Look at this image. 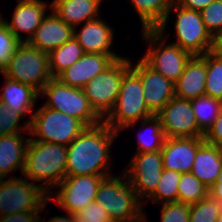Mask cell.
<instances>
[{"label":"cell","mask_w":222,"mask_h":222,"mask_svg":"<svg viewBox=\"0 0 222 222\" xmlns=\"http://www.w3.org/2000/svg\"><path fill=\"white\" fill-rule=\"evenodd\" d=\"M66 215L62 216V215H55V216H50V218H48V220L44 217L41 216V221L40 222H74L73 221V214L67 213L65 212Z\"/></svg>","instance_id":"7bdbcfd3"},{"label":"cell","mask_w":222,"mask_h":222,"mask_svg":"<svg viewBox=\"0 0 222 222\" xmlns=\"http://www.w3.org/2000/svg\"><path fill=\"white\" fill-rule=\"evenodd\" d=\"M135 127L139 129L136 130L137 147L134 153L157 152L162 149L166 136L157 115L127 124L119 133L131 128L134 130Z\"/></svg>","instance_id":"484cf974"},{"label":"cell","mask_w":222,"mask_h":222,"mask_svg":"<svg viewBox=\"0 0 222 222\" xmlns=\"http://www.w3.org/2000/svg\"><path fill=\"white\" fill-rule=\"evenodd\" d=\"M87 126L81 121L42 103L32 115L29 135L35 141L68 146Z\"/></svg>","instance_id":"ba28073f"},{"label":"cell","mask_w":222,"mask_h":222,"mask_svg":"<svg viewBox=\"0 0 222 222\" xmlns=\"http://www.w3.org/2000/svg\"><path fill=\"white\" fill-rule=\"evenodd\" d=\"M222 169V149L204 142L196 153L192 174L210 188L217 180Z\"/></svg>","instance_id":"d4e9b609"},{"label":"cell","mask_w":222,"mask_h":222,"mask_svg":"<svg viewBox=\"0 0 222 222\" xmlns=\"http://www.w3.org/2000/svg\"><path fill=\"white\" fill-rule=\"evenodd\" d=\"M74 222H112L99 202H91L78 213L73 214Z\"/></svg>","instance_id":"74e56055"},{"label":"cell","mask_w":222,"mask_h":222,"mask_svg":"<svg viewBox=\"0 0 222 222\" xmlns=\"http://www.w3.org/2000/svg\"><path fill=\"white\" fill-rule=\"evenodd\" d=\"M24 118L20 112L0 102V136L29 132L30 122Z\"/></svg>","instance_id":"836d02e7"},{"label":"cell","mask_w":222,"mask_h":222,"mask_svg":"<svg viewBox=\"0 0 222 222\" xmlns=\"http://www.w3.org/2000/svg\"><path fill=\"white\" fill-rule=\"evenodd\" d=\"M143 93L140 76L130 67L123 75L115 105L103 121L120 132L127 124L153 116Z\"/></svg>","instance_id":"8992f818"},{"label":"cell","mask_w":222,"mask_h":222,"mask_svg":"<svg viewBox=\"0 0 222 222\" xmlns=\"http://www.w3.org/2000/svg\"><path fill=\"white\" fill-rule=\"evenodd\" d=\"M123 56V54L85 53L57 78L66 85L82 89L94 76Z\"/></svg>","instance_id":"ac0fdd59"},{"label":"cell","mask_w":222,"mask_h":222,"mask_svg":"<svg viewBox=\"0 0 222 222\" xmlns=\"http://www.w3.org/2000/svg\"><path fill=\"white\" fill-rule=\"evenodd\" d=\"M173 16L176 19H174ZM170 18H173L172 21L174 24L173 26L171 25V27L168 25L171 21ZM168 27L173 29L168 33L174 32V40L171 36L170 42L186 50L192 56L204 55L216 48V40L207 31L200 11L185 9L175 2L157 30L159 32H167Z\"/></svg>","instance_id":"3957f363"},{"label":"cell","mask_w":222,"mask_h":222,"mask_svg":"<svg viewBox=\"0 0 222 222\" xmlns=\"http://www.w3.org/2000/svg\"><path fill=\"white\" fill-rule=\"evenodd\" d=\"M208 195L222 204V169L218 180L210 188H208Z\"/></svg>","instance_id":"b9f144b4"},{"label":"cell","mask_w":222,"mask_h":222,"mask_svg":"<svg viewBox=\"0 0 222 222\" xmlns=\"http://www.w3.org/2000/svg\"><path fill=\"white\" fill-rule=\"evenodd\" d=\"M105 19L101 15L99 18L74 27L73 36L85 53L118 54L112 49L117 31Z\"/></svg>","instance_id":"e0dca14e"},{"label":"cell","mask_w":222,"mask_h":222,"mask_svg":"<svg viewBox=\"0 0 222 222\" xmlns=\"http://www.w3.org/2000/svg\"><path fill=\"white\" fill-rule=\"evenodd\" d=\"M222 216V204L209 195L190 205L189 222H218Z\"/></svg>","instance_id":"d6a6232c"},{"label":"cell","mask_w":222,"mask_h":222,"mask_svg":"<svg viewBox=\"0 0 222 222\" xmlns=\"http://www.w3.org/2000/svg\"><path fill=\"white\" fill-rule=\"evenodd\" d=\"M131 68L140 76L146 106L153 115H157L175 97V84L154 71L140 57L137 62L131 58Z\"/></svg>","instance_id":"2e32d148"},{"label":"cell","mask_w":222,"mask_h":222,"mask_svg":"<svg viewBox=\"0 0 222 222\" xmlns=\"http://www.w3.org/2000/svg\"><path fill=\"white\" fill-rule=\"evenodd\" d=\"M205 95L222 102V55L216 50L206 53Z\"/></svg>","instance_id":"4dcf8cb0"},{"label":"cell","mask_w":222,"mask_h":222,"mask_svg":"<svg viewBox=\"0 0 222 222\" xmlns=\"http://www.w3.org/2000/svg\"><path fill=\"white\" fill-rule=\"evenodd\" d=\"M199 129L205 134L222 109V102L210 96H200L191 100Z\"/></svg>","instance_id":"f546056e"},{"label":"cell","mask_w":222,"mask_h":222,"mask_svg":"<svg viewBox=\"0 0 222 222\" xmlns=\"http://www.w3.org/2000/svg\"><path fill=\"white\" fill-rule=\"evenodd\" d=\"M120 133L104 121L86 127L67 146L66 176L96 175L108 177L114 157L113 143Z\"/></svg>","instance_id":"6da1fadb"},{"label":"cell","mask_w":222,"mask_h":222,"mask_svg":"<svg viewBox=\"0 0 222 222\" xmlns=\"http://www.w3.org/2000/svg\"><path fill=\"white\" fill-rule=\"evenodd\" d=\"M39 98L46 100L42 103L45 107L81 120L87 127L103 121L91 107L81 88L66 85L58 78H52L44 85L39 92Z\"/></svg>","instance_id":"52a82bcc"},{"label":"cell","mask_w":222,"mask_h":222,"mask_svg":"<svg viewBox=\"0 0 222 222\" xmlns=\"http://www.w3.org/2000/svg\"><path fill=\"white\" fill-rule=\"evenodd\" d=\"M157 116L166 138L204 137L198 127L191 100L173 97Z\"/></svg>","instance_id":"5bb4252c"},{"label":"cell","mask_w":222,"mask_h":222,"mask_svg":"<svg viewBox=\"0 0 222 222\" xmlns=\"http://www.w3.org/2000/svg\"><path fill=\"white\" fill-rule=\"evenodd\" d=\"M49 202L50 201L48 200L44 204L42 211L12 213L10 215L0 217V222H40L41 215L45 212L46 208H48L47 206Z\"/></svg>","instance_id":"f35d334b"},{"label":"cell","mask_w":222,"mask_h":222,"mask_svg":"<svg viewBox=\"0 0 222 222\" xmlns=\"http://www.w3.org/2000/svg\"><path fill=\"white\" fill-rule=\"evenodd\" d=\"M140 34V38H142L140 41H143V44L146 43L145 46H147L140 58L154 71L175 84L192 55L168 41L171 34L167 32H159L157 29H144L141 30Z\"/></svg>","instance_id":"277c9868"},{"label":"cell","mask_w":222,"mask_h":222,"mask_svg":"<svg viewBox=\"0 0 222 222\" xmlns=\"http://www.w3.org/2000/svg\"><path fill=\"white\" fill-rule=\"evenodd\" d=\"M208 196V187L191 172L182 173L178 185L177 201L194 204Z\"/></svg>","instance_id":"1f68e13d"},{"label":"cell","mask_w":222,"mask_h":222,"mask_svg":"<svg viewBox=\"0 0 222 222\" xmlns=\"http://www.w3.org/2000/svg\"><path fill=\"white\" fill-rule=\"evenodd\" d=\"M180 172L163 169L159 183L154 193L143 203L144 208L148 202L160 205L177 201Z\"/></svg>","instance_id":"f1b7e54d"},{"label":"cell","mask_w":222,"mask_h":222,"mask_svg":"<svg viewBox=\"0 0 222 222\" xmlns=\"http://www.w3.org/2000/svg\"><path fill=\"white\" fill-rule=\"evenodd\" d=\"M2 74L12 80L32 86L38 92L52 79L48 53L28 42H21Z\"/></svg>","instance_id":"9c48e42d"},{"label":"cell","mask_w":222,"mask_h":222,"mask_svg":"<svg viewBox=\"0 0 222 222\" xmlns=\"http://www.w3.org/2000/svg\"><path fill=\"white\" fill-rule=\"evenodd\" d=\"M74 28L63 22L51 10L41 21L28 43L42 52L50 53L73 37Z\"/></svg>","instance_id":"ffe728a7"},{"label":"cell","mask_w":222,"mask_h":222,"mask_svg":"<svg viewBox=\"0 0 222 222\" xmlns=\"http://www.w3.org/2000/svg\"><path fill=\"white\" fill-rule=\"evenodd\" d=\"M206 77V53L191 56L175 83V97L192 100L205 95Z\"/></svg>","instance_id":"7402d4cb"},{"label":"cell","mask_w":222,"mask_h":222,"mask_svg":"<svg viewBox=\"0 0 222 222\" xmlns=\"http://www.w3.org/2000/svg\"><path fill=\"white\" fill-rule=\"evenodd\" d=\"M204 137L166 138L161 149L163 168L180 173L192 172L198 148Z\"/></svg>","instance_id":"d6986e66"},{"label":"cell","mask_w":222,"mask_h":222,"mask_svg":"<svg viewBox=\"0 0 222 222\" xmlns=\"http://www.w3.org/2000/svg\"><path fill=\"white\" fill-rule=\"evenodd\" d=\"M214 0H176L185 9L201 11L209 6Z\"/></svg>","instance_id":"60d3db41"},{"label":"cell","mask_w":222,"mask_h":222,"mask_svg":"<svg viewBox=\"0 0 222 222\" xmlns=\"http://www.w3.org/2000/svg\"><path fill=\"white\" fill-rule=\"evenodd\" d=\"M144 29H157L176 0H127ZM139 17V18H138Z\"/></svg>","instance_id":"4316f807"},{"label":"cell","mask_w":222,"mask_h":222,"mask_svg":"<svg viewBox=\"0 0 222 222\" xmlns=\"http://www.w3.org/2000/svg\"><path fill=\"white\" fill-rule=\"evenodd\" d=\"M207 31L217 40L222 37V0H214L200 11Z\"/></svg>","instance_id":"e575fe53"},{"label":"cell","mask_w":222,"mask_h":222,"mask_svg":"<svg viewBox=\"0 0 222 222\" xmlns=\"http://www.w3.org/2000/svg\"><path fill=\"white\" fill-rule=\"evenodd\" d=\"M67 146L30 139L23 176L48 194L65 178Z\"/></svg>","instance_id":"7a4b0ae2"},{"label":"cell","mask_w":222,"mask_h":222,"mask_svg":"<svg viewBox=\"0 0 222 222\" xmlns=\"http://www.w3.org/2000/svg\"><path fill=\"white\" fill-rule=\"evenodd\" d=\"M131 67V58L116 59L107 69L94 76L83 88L94 111L104 119L113 109L124 73Z\"/></svg>","instance_id":"30bf717a"},{"label":"cell","mask_w":222,"mask_h":222,"mask_svg":"<svg viewBox=\"0 0 222 222\" xmlns=\"http://www.w3.org/2000/svg\"><path fill=\"white\" fill-rule=\"evenodd\" d=\"M11 18L2 20L20 42H28L41 24V21L52 10V2L47 0H16Z\"/></svg>","instance_id":"9a60e30c"},{"label":"cell","mask_w":222,"mask_h":222,"mask_svg":"<svg viewBox=\"0 0 222 222\" xmlns=\"http://www.w3.org/2000/svg\"><path fill=\"white\" fill-rule=\"evenodd\" d=\"M29 141V132L0 136V178L17 177L12 174L17 170L23 174Z\"/></svg>","instance_id":"44dd1931"},{"label":"cell","mask_w":222,"mask_h":222,"mask_svg":"<svg viewBox=\"0 0 222 222\" xmlns=\"http://www.w3.org/2000/svg\"><path fill=\"white\" fill-rule=\"evenodd\" d=\"M130 157L122 171L138 198L144 203L154 193L164 169L161 150L133 153Z\"/></svg>","instance_id":"4fadbf2b"},{"label":"cell","mask_w":222,"mask_h":222,"mask_svg":"<svg viewBox=\"0 0 222 222\" xmlns=\"http://www.w3.org/2000/svg\"><path fill=\"white\" fill-rule=\"evenodd\" d=\"M215 50L222 55V37L216 40V48Z\"/></svg>","instance_id":"f6af8a7d"},{"label":"cell","mask_w":222,"mask_h":222,"mask_svg":"<svg viewBox=\"0 0 222 222\" xmlns=\"http://www.w3.org/2000/svg\"><path fill=\"white\" fill-rule=\"evenodd\" d=\"M218 222H222V216L220 217V219L218 220Z\"/></svg>","instance_id":"bcb514c9"},{"label":"cell","mask_w":222,"mask_h":222,"mask_svg":"<svg viewBox=\"0 0 222 222\" xmlns=\"http://www.w3.org/2000/svg\"><path fill=\"white\" fill-rule=\"evenodd\" d=\"M104 178L105 176L96 175L65 176L49 193L48 199H53L67 213H78L95 201L99 184Z\"/></svg>","instance_id":"7c38bea8"},{"label":"cell","mask_w":222,"mask_h":222,"mask_svg":"<svg viewBox=\"0 0 222 222\" xmlns=\"http://www.w3.org/2000/svg\"><path fill=\"white\" fill-rule=\"evenodd\" d=\"M20 176L0 178V217L17 212L42 211L49 200V194L38 184Z\"/></svg>","instance_id":"8fae6325"},{"label":"cell","mask_w":222,"mask_h":222,"mask_svg":"<svg viewBox=\"0 0 222 222\" xmlns=\"http://www.w3.org/2000/svg\"><path fill=\"white\" fill-rule=\"evenodd\" d=\"M84 54L83 48L74 36L58 48H55L48 54L52 77L57 78Z\"/></svg>","instance_id":"83f0119b"},{"label":"cell","mask_w":222,"mask_h":222,"mask_svg":"<svg viewBox=\"0 0 222 222\" xmlns=\"http://www.w3.org/2000/svg\"><path fill=\"white\" fill-rule=\"evenodd\" d=\"M160 222H189L190 204L180 201L160 204Z\"/></svg>","instance_id":"8d00e7d4"},{"label":"cell","mask_w":222,"mask_h":222,"mask_svg":"<svg viewBox=\"0 0 222 222\" xmlns=\"http://www.w3.org/2000/svg\"><path fill=\"white\" fill-rule=\"evenodd\" d=\"M148 212H144L140 217L134 219V220H131V221H128V222H149V218H148Z\"/></svg>","instance_id":"ee69618b"},{"label":"cell","mask_w":222,"mask_h":222,"mask_svg":"<svg viewBox=\"0 0 222 222\" xmlns=\"http://www.w3.org/2000/svg\"><path fill=\"white\" fill-rule=\"evenodd\" d=\"M204 141L209 144L216 145L222 149V109L220 110L214 123L204 134Z\"/></svg>","instance_id":"ab89813d"},{"label":"cell","mask_w":222,"mask_h":222,"mask_svg":"<svg viewBox=\"0 0 222 222\" xmlns=\"http://www.w3.org/2000/svg\"><path fill=\"white\" fill-rule=\"evenodd\" d=\"M20 41L15 37L5 22L0 20V73L9 65Z\"/></svg>","instance_id":"d590c367"},{"label":"cell","mask_w":222,"mask_h":222,"mask_svg":"<svg viewBox=\"0 0 222 222\" xmlns=\"http://www.w3.org/2000/svg\"><path fill=\"white\" fill-rule=\"evenodd\" d=\"M52 10L73 28L99 18L104 0H51Z\"/></svg>","instance_id":"cb8c5ba5"},{"label":"cell","mask_w":222,"mask_h":222,"mask_svg":"<svg viewBox=\"0 0 222 222\" xmlns=\"http://www.w3.org/2000/svg\"><path fill=\"white\" fill-rule=\"evenodd\" d=\"M0 75L4 78L3 87L0 89V102L20 112L25 120L31 122L36 105L40 101L39 92L32 86L9 79L2 73Z\"/></svg>","instance_id":"603a6c76"},{"label":"cell","mask_w":222,"mask_h":222,"mask_svg":"<svg viewBox=\"0 0 222 222\" xmlns=\"http://www.w3.org/2000/svg\"><path fill=\"white\" fill-rule=\"evenodd\" d=\"M95 201L109 213L112 222L134 220L147 210L122 170L120 175L113 173L101 181Z\"/></svg>","instance_id":"5b68a950"}]
</instances>
